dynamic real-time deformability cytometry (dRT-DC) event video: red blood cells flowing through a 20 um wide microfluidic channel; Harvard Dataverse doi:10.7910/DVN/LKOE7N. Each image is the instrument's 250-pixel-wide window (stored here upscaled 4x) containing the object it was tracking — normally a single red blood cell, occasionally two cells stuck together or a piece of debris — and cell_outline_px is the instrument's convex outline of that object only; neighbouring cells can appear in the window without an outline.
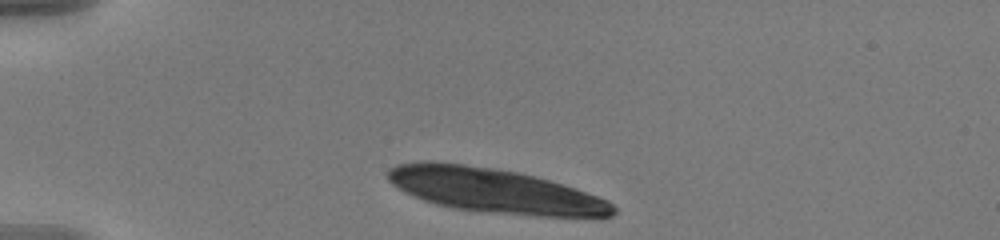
{"species": "human", "species_latin": "Homo sapiens", "temperature_condition": "warm", "stored_images_in_passage": 7, "camera_frame_rate_fps": 3000, "um_per_image_px": 0.085, "donor": {"sex": "male"}, "frame": {"image": 1, "passage_image": 1, "time_ms": 0.0, "image_size_px": [1000, 240], "cell_outline_px": [[616, 212], [612, 216], [536, 216], [484, 212], [456, 208], [436, 204], [424, 200], [392, 184], [388, 180], [388, 168], [396, 164], [424, 160], [428, 160], [464, 164], [496, 168], [536, 176], [576, 188], [608, 200], [616, 208]], "centroid_in_image_um": [42.04, 16.19], "position_along_channel_um": 43.0, "area_um2": 58.15}}
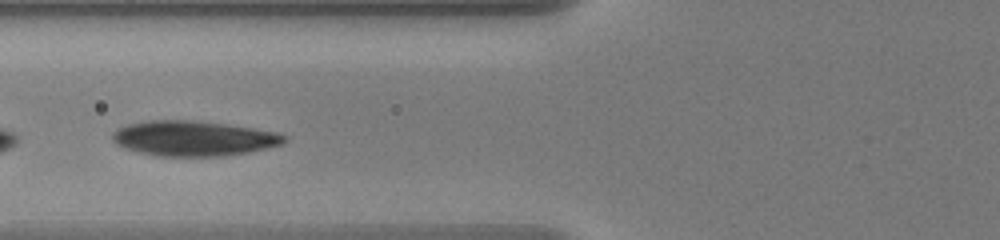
{"frame": {"image": 2, "passage_image": 6, "time_ms": 1.667, "image_size_px": [1000, 240], "cell_outline_px": [[288, 136], [284, 144], [248, 152], [224, 156], [156, 156], [124, 148], [116, 144], [112, 140], [112, 132], [116, 128], [128, 124], [148, 120], [192, 120], [228, 124], [276, 132]], "centroid_in_image_um": [16.44, 11.76], "position_along_channel_um": 109.4, "area_um2": 35.37}}